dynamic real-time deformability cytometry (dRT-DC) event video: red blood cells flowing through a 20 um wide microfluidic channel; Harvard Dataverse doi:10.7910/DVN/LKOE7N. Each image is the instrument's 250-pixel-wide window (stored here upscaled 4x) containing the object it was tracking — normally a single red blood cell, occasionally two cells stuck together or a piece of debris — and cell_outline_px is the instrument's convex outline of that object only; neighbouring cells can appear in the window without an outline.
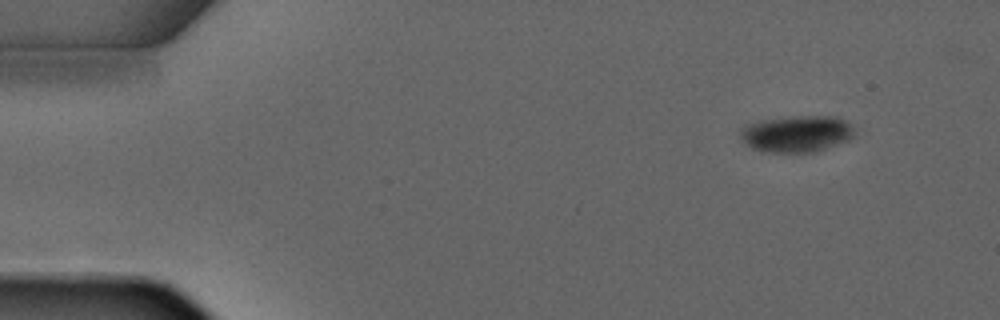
{"species": "common noctule bat (a hibernating species)", "species_latin": "Nyctalus noctula", "temperature_condition": "warm", "stored_images_in_passage": 3, "camera_frame_rate_fps": 3000, "um_per_image_px": 0.085, "animal": {"sex": "male", "forearm_length_mm": 52.5}, "frame": {"image": 1, "passage_image": 1, "time_ms": 0.0, "image_size_px": [1000, 320], "cell_outline_px": [[856, 136], [848, 140], [816, 152], [768, 152], [752, 148], [744, 144], [740, 136], [740, 128], [748, 124], [760, 120], [792, 116], [836, 116], [852, 124], [856, 132]], "centroid_in_image_um": [67.74, 11.36], "position_along_channel_um": 17.3, "area_um2": 24.68}}